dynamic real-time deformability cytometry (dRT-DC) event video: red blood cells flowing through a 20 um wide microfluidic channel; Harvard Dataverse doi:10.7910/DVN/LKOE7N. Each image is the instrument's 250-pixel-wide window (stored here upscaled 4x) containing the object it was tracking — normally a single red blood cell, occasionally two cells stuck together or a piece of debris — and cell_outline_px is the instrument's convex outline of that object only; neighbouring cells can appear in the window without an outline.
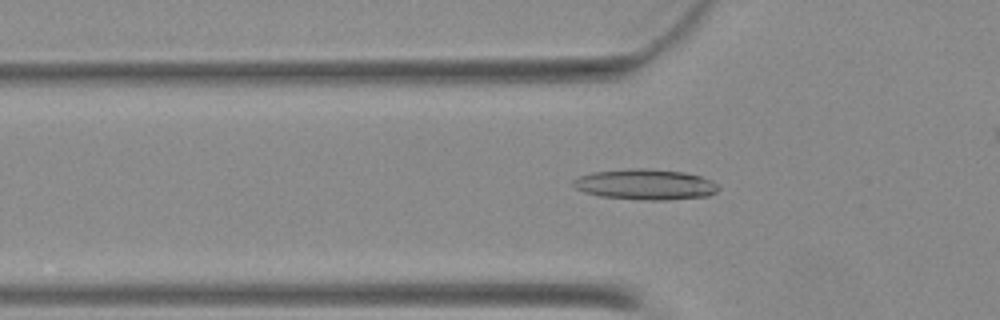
{"species": "Egyptian fruit bat (a non-hibernating species)", "species_latin": "Rousettus aegyptiacus", "temperature_condition": "warm", "stored_images_in_passage": 33, "camera_frame_rate_fps": 3000, "um_per_image_px": 0.085, "animal": {"sex": "female"}, "frame": {"image": 1, "passage_image": 8, "time_ms": 2.333, "image_size_px": [1000, 320], "cell_outline_px": [[720, 188], [716, 192], [708, 196], [664, 200], [648, 200], [600, 196], [584, 192], [576, 188], [572, 184], [572, 180], [580, 176], [592, 172], [628, 168], [644, 168], [684, 172], [700, 176], [712, 180]], "centroid_in_image_um": [54.85, 15.67], "position_along_channel_um": 70.9, "area_um2": 25.89}}
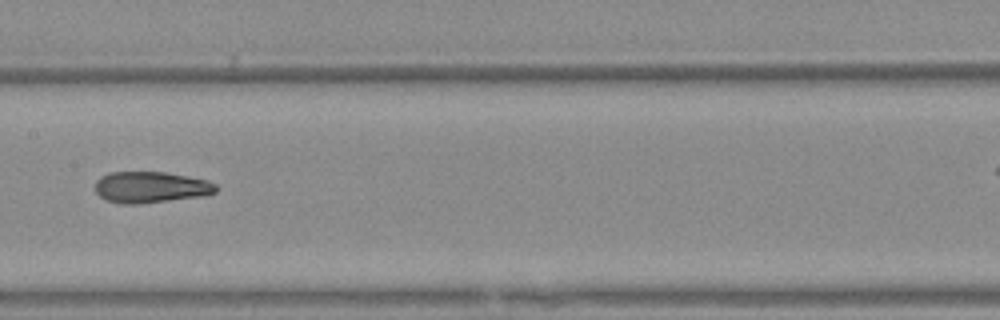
{"frame": {"image": 2, "passage_image": 17, "time_ms": 5.333, "image_size_px": [1000, 320], "cell_outline_px": [[220, 188], [216, 192], [204, 196], [136, 204], [124, 204], [108, 200], [100, 196], [96, 192], [96, 180], [100, 176], [108, 172], [164, 172], [188, 176], [208, 180], [216, 184]], "centroid_in_image_um": [12.85, 15.9], "position_along_channel_um": 194.6, "area_um2": 22.08}}
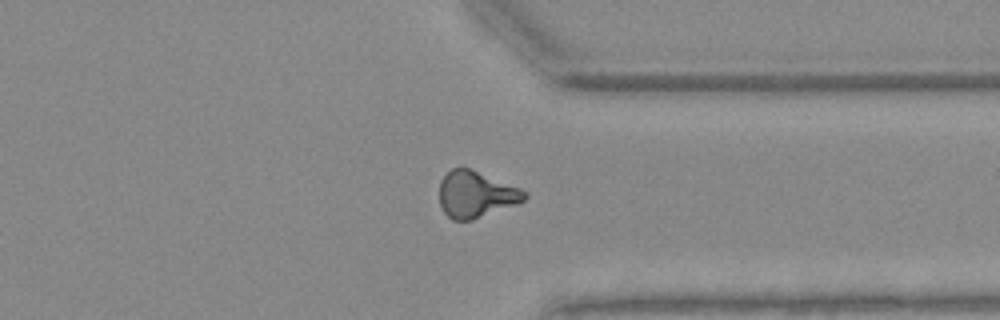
{"frame": {"image": 3, "passage_image": 30, "time_ms": 9.667, "image_size_px": [1000, 320], "cell_outline_px": [[528, 196], [524, 200], [516, 204], [472, 220], [452, 220], [444, 212], [440, 204], [440, 180], [452, 168], [468, 168], [520, 188], [528, 192]], "centroid_in_image_um": [40.45, 16.53], "position_along_channel_um": 371.0, "area_um2": 22.72}}